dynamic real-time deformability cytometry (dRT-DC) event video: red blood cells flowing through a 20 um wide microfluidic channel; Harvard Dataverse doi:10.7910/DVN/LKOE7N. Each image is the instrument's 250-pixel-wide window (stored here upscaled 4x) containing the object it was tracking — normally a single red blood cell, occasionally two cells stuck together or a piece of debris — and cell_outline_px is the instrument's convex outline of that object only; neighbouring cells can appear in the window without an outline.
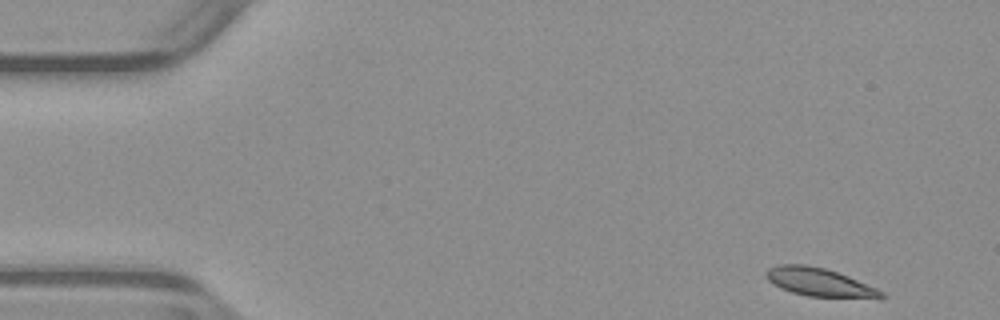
{"species": "common noctule bat (a hibernating species)", "species_latin": "Nyctalus noctula", "temperature_condition": "warm", "stored_images_in_passage": 49, "camera_frame_rate_fps": 3000, "um_per_image_px": 0.085, "animal": {"sex": "male", "body_mass_g": 23.1, "forearm_length_mm": 52.7}, "frame": {"image": 1, "passage_image": 1, "time_ms": 0.0, "image_size_px": [1000, 320], "cell_outline_px": [[888, 296], [880, 300], [808, 296], [792, 292], [780, 288], [772, 284], [764, 276], [764, 272], [768, 268], [780, 264], [804, 264], [824, 268], [848, 276], [876, 288], [884, 292]], "centroid_in_image_um": [69.71, 24.02], "position_along_channel_um": 15.3, "area_um2": 19.54}}
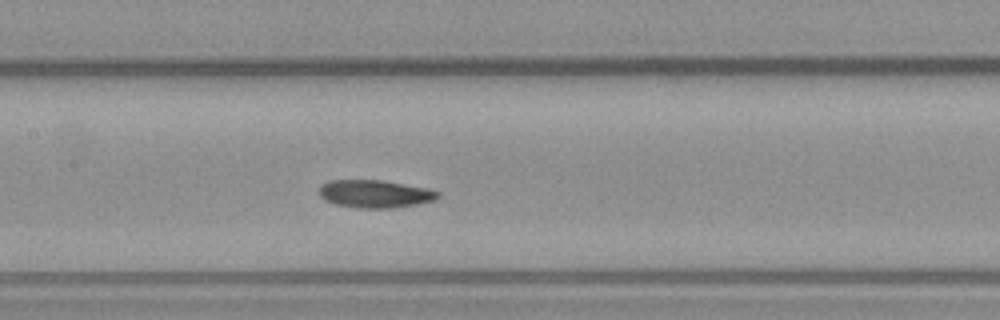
{"frame": {"image": 2, "passage_image": 22, "time_ms": 7.0, "image_size_px": [1000, 320], "cell_outline_px": [[440, 196], [436, 200], [420, 204], [392, 208], [356, 208], [336, 204], [324, 200], [316, 192], [320, 184], [328, 180], [380, 180], [424, 188], [440, 192]], "centroid_in_image_um": [31.81, 16.48], "position_along_channel_um": 175.6, "area_um2": 19.42}}
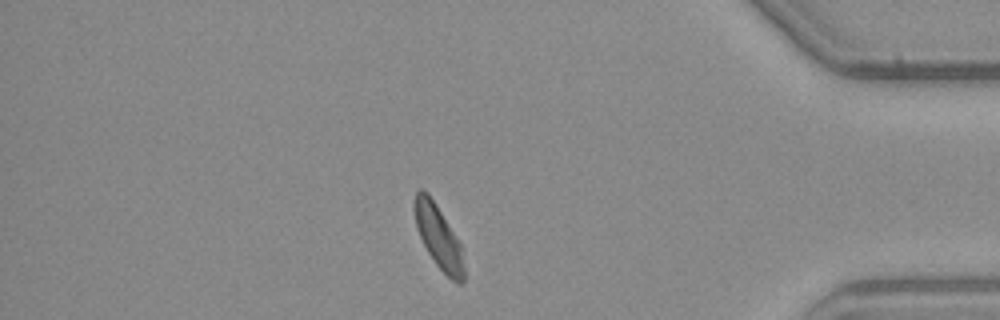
{"frame": {"image": 3, "passage_image": 42, "time_ms": 13.667, "image_size_px": [1000, 320], "cell_outline_px": [[464, 280], [460, 284], [456, 284], [436, 264], [428, 252], [416, 228], [412, 208], [412, 204], [416, 192], [420, 188], [428, 192], [460, 244], [464, 268]], "centroid_in_image_um": [37.23, 20.11], "position_along_channel_um": 398.0, "area_um2": 17.98}, "authors_computed_cell_mechanics": {"area_um2": 19.2474, "velocity_mm_per_s": 3.9157, "shape_relaxation_time_tau1_ms": 5.2878, "shape_relaxation_time_tau2_ms": null, "deformation_change_tau1": 0.1542, "deformation_change_tau2": null}}